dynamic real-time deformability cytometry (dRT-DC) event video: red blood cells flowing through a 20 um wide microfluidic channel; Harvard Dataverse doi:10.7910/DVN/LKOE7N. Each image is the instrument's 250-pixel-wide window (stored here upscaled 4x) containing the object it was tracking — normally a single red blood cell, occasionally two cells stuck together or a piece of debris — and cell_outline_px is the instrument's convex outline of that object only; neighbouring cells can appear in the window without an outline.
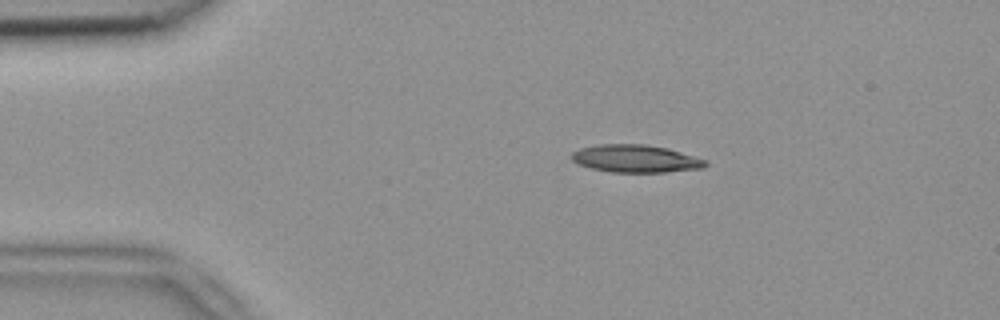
{"species": "common noctule bat (a hibernating species)", "species_latin": "Nyctalus noctula", "temperature_condition": "room temperature", "stored_images_in_passage": 44, "camera_frame_rate_fps": 3000, "um_per_image_px": 0.085, "animal": {"sex": "female", "body_mass_g": 18.4}, "frame": {"image": 1, "passage_image": 2, "time_ms": 0.333, "image_size_px": [1000, 320], "cell_outline_px": [[708, 164], [704, 168], [664, 172], [612, 172], [592, 168], [580, 164], [572, 160], [568, 156], [572, 152], [580, 148], [600, 144], [644, 144], [668, 148], [708, 160]], "centroid_in_image_um": [54.04, 13.48], "position_along_channel_um": 31.0, "area_um2": 21.62}}
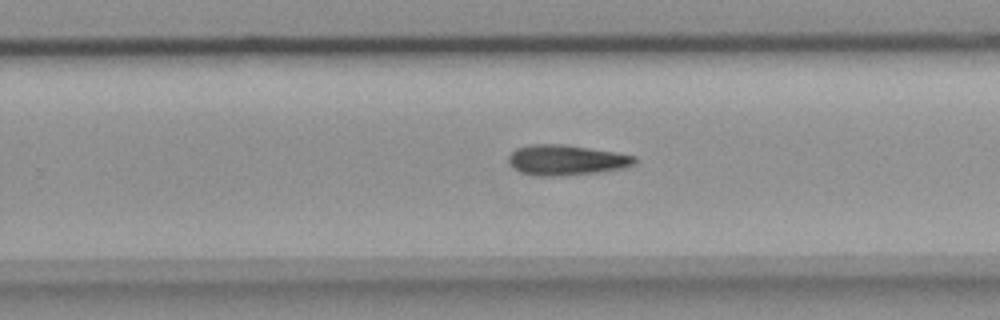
{"frame": {"image": 2, "passage_image": 25, "time_ms": 8.0, "image_size_px": [1000, 320], "cell_outline_px": [[636, 164], [620, 168], [596, 172], [560, 176], [540, 176], [520, 172], [508, 160], [508, 156], [516, 148], [528, 144], [564, 144], [616, 152], [636, 156]], "centroid_in_image_um": [48.13, 13.59], "position_along_channel_um": 281.7, "area_um2": 22.14}}
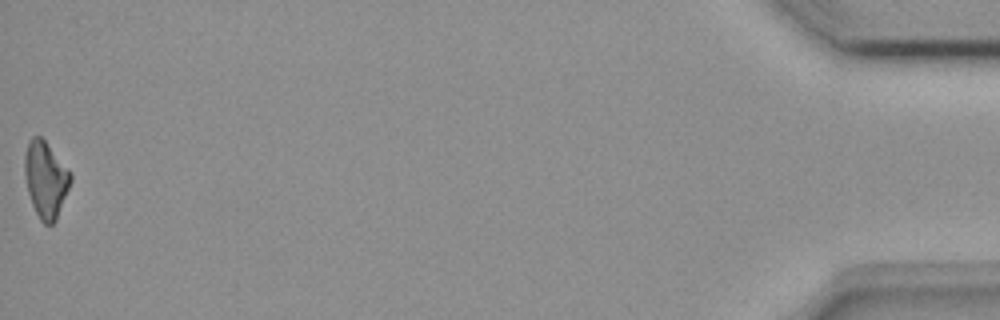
{"frame": {"image": 3, "passage_image": 44, "time_ms": 14.333, "image_size_px": [1000, 320], "cell_outline_px": [[72, 180], [56, 220], [52, 224], [44, 224], [40, 220], [32, 204], [28, 192], [24, 172], [24, 156], [28, 140], [32, 136], [40, 136], [44, 140], [72, 172]], "centroid_in_image_um": [3.88, 15.24], "position_along_channel_um": 431.3, "area_um2": 20.46}}